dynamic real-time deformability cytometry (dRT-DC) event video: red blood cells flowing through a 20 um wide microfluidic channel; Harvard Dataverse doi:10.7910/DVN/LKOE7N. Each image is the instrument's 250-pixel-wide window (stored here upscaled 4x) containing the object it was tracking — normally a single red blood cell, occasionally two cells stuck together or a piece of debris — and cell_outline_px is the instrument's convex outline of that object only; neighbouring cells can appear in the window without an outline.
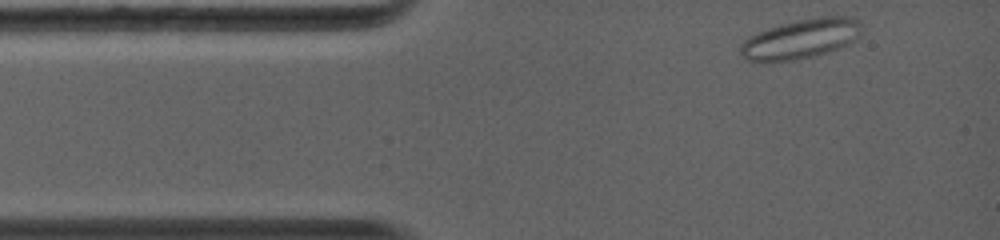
{"species": "common noctule bat (a hibernating species)", "species_latin": "Nyctalus noctula", "temperature_condition": "warm", "stored_images_in_passage": 41, "camera_frame_rate_fps": 5000, "um_per_image_px": 0.085, "animal": {"sex": "female", "body_mass_g": 19.0, "forearm_length_mm": 56.7}, "frame": {"image": 1, "passage_image": 1, "time_ms": 0.0, "image_size_px": [1000, 240], "cell_outline_px": [[860, 36], [856, 40], [848, 44], [828, 52], [796, 60], [760, 64], [748, 60], [740, 56], [740, 44], [744, 40], [756, 32], [780, 24], [800, 20], [824, 16], [852, 16], [860, 20]], "centroid_in_image_um": [68.03, 3.33], "position_along_channel_um": 17.0, "area_um2": 28.5}}
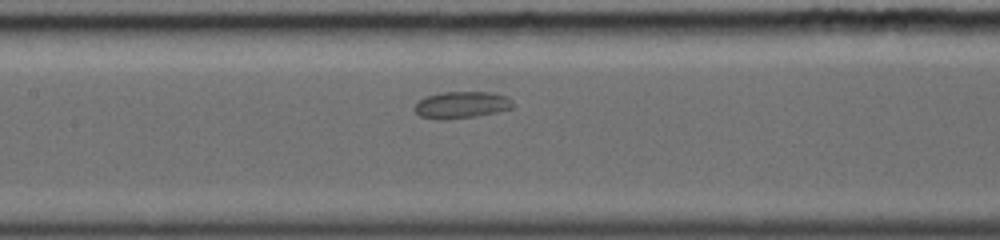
{"frame": {"image": 2, "passage_image": 20, "time_ms": 4.6, "image_size_px": [1000, 240], "cell_outline_px": [[516, 104], [512, 108], [496, 112], [476, 116], [448, 120], [440, 120], [420, 116], [412, 108], [424, 96], [440, 92], [492, 92], [504, 96], [512, 100]], "centroid_in_image_um": [39.21, 8.92], "position_along_channel_um": 168.2, "area_um2": 15.55}}
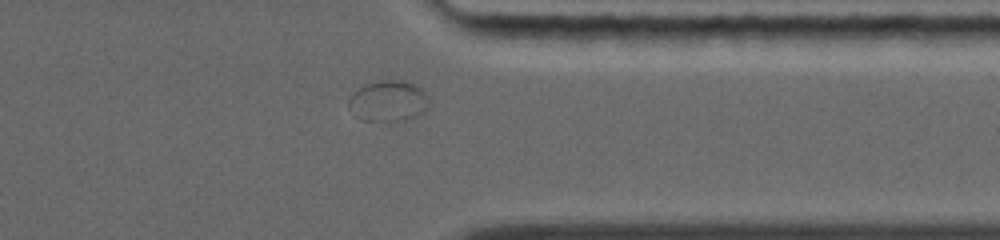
{"frame": {"image": 3, "passage_image": 36, "time_ms": 9.6, "image_size_px": [1000, 240], "cell_outline_px": [[428, 108], [404, 120], [360, 120], [348, 108], [348, 100], [360, 88], [368, 84], [380, 80], [404, 80], [420, 84], [428, 96]], "centroid_in_image_um": [33.03, 8.55], "position_along_channel_um": 378.4, "area_um2": 19.02}}